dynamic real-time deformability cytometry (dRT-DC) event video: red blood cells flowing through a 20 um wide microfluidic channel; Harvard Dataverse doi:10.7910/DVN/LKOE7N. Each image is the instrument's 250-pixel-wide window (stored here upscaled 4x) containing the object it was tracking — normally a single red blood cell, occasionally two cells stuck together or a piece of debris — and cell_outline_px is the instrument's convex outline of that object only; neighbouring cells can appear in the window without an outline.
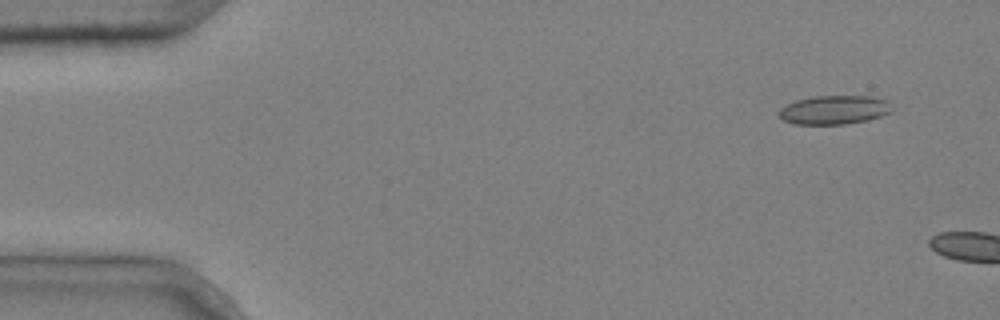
{"species": "common noctule bat (a hibernating species)", "species_latin": "Nyctalus noctula", "temperature_condition": "cold", "stored_images_in_passage": 3, "camera_frame_rate_fps": 3000, "um_per_image_px": 0.085, "animal": {"sex": "male", "body_mass_g": 20.4}, "frame": {"image": 1, "passage_image": 2, "time_ms": 0.333, "image_size_px": [1000, 320], "cell_outline_px": [[892, 112], [868, 120], [844, 124], [796, 124], [784, 120], [780, 116], [780, 108], [796, 100], [812, 96], [872, 96], [888, 100]], "centroid_in_image_um": [70.94, 9.33], "position_along_channel_um": 14.1, "area_um2": 18.9}}